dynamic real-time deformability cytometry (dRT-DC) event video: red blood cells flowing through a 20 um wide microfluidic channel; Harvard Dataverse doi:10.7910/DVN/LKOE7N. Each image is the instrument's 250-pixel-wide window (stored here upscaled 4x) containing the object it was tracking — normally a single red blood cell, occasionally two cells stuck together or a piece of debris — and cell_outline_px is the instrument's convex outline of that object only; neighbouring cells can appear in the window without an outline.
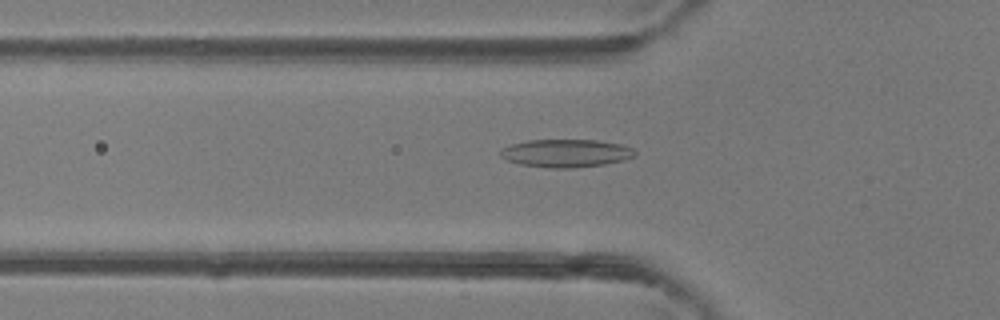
{"species": "common noctule bat (a hibernating species)", "species_latin": "Nyctalus noctula", "temperature_condition": "room temperature", "stored_images_in_passage": 47, "camera_frame_rate_fps": 3000, "um_per_image_px": 0.085, "animal": {"sex": "female"}, "frame": {"image": 1, "passage_image": 16, "time_ms": 5.0, "image_size_px": [1000, 320], "cell_outline_px": [[636, 156], [624, 160], [604, 164], [572, 168], [548, 168], [520, 164], [508, 160], [500, 156], [500, 148], [512, 144], [528, 140], [596, 140], [620, 144], [632, 148], [636, 152]], "centroid_in_image_um": [48.1, 13.02], "position_along_channel_um": 77.7, "area_um2": 21.91}}
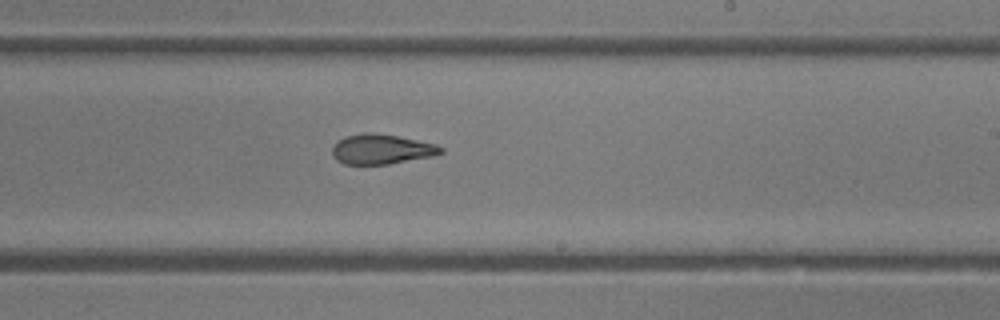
{"frame": {"image": 2, "passage_image": 28, "time_ms": 9.0, "image_size_px": [1000, 320], "cell_outline_px": [[444, 152], [432, 156], [388, 164], [344, 164], [336, 160], [332, 156], [332, 148], [344, 136], [364, 132], [372, 132], [396, 136], [436, 144], [444, 148]], "centroid_in_image_um": [32.41, 12.68], "position_along_channel_um": 256.6, "area_um2": 18.84}}
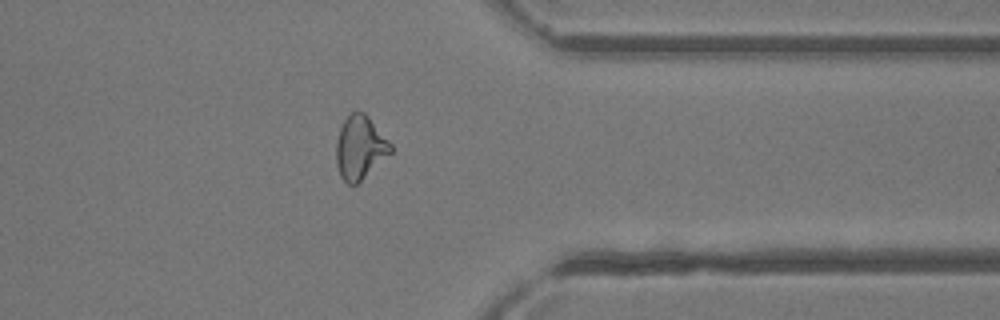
{"frame": {"image": 3, "passage_image": 37, "time_ms": 12.0, "image_size_px": [1000, 320], "cell_outline_px": [[392, 152], [356, 184], [348, 184], [340, 176], [336, 164], [336, 140], [340, 128], [344, 120], [352, 112], [364, 112], [368, 116], [392, 144]], "centroid_in_image_um": [30.59, 12.54], "position_along_channel_um": 380.8, "area_um2": 19.94}, "authors_computed_cell_mechanics": {"area_um2": 20.5768, "velocity_mm_per_s": 4.4395, "shape_relaxation_time_tau1_ms": null, "shape_relaxation_time_tau2_ms": 1.9118, "deformation_change_tau1": null, "deformation_change_tau2": 0.0954}}